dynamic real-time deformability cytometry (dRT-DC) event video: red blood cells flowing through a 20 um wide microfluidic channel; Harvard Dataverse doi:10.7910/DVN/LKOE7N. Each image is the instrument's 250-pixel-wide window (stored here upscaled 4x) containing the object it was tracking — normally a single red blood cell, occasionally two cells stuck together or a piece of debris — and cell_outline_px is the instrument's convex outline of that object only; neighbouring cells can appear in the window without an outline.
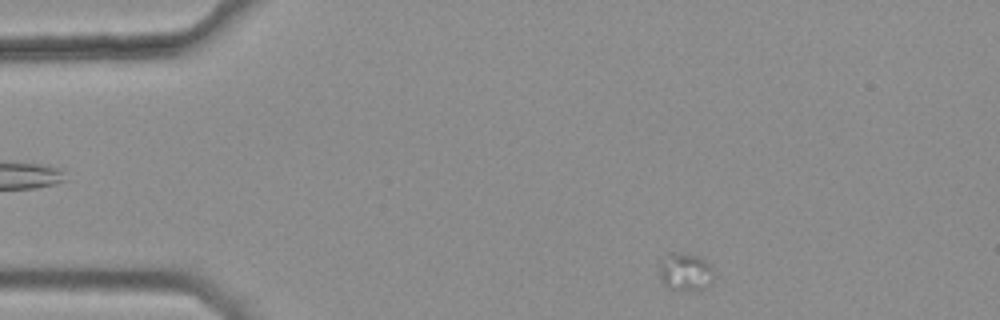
{"species": "common noctule bat (a hibernating species)", "species_latin": "Nyctalus noctula", "temperature_condition": "warm", "stored_images_in_passage": 9, "camera_frame_rate_fps": 3000, "um_per_image_px": 0.085, "animal": {"sex": "female", "body_mass_g": 25.1}, "frame": {"image": 1, "passage_image": 2, "time_ms": 0.333, "image_size_px": [1000, 320], "cell_outline_px": [[712, 284], [708, 288], [696, 292], [692, 292], [668, 288], [664, 284], [660, 276], [660, 260], [668, 252], [672, 252], [700, 256], [712, 268]], "centroid_in_image_um": [58.26, 23.15], "position_along_channel_um": 26.7, "area_um2": 12.31}}